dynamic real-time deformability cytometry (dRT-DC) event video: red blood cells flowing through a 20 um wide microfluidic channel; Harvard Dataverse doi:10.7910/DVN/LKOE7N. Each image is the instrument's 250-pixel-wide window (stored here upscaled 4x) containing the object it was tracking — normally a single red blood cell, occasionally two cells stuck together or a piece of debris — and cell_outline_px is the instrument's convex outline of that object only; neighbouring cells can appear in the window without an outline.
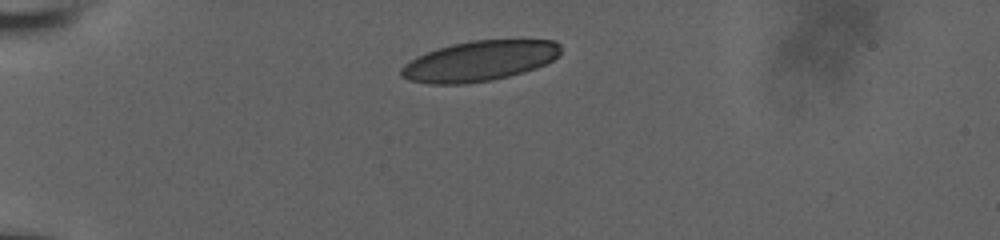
{"species": "human", "species_latin": "Homo sapiens", "temperature_condition": "room temperature", "stored_images_in_passage": 2, "camera_frame_rate_fps": 3000, "um_per_image_px": 0.085, "donor": {"sex": "male"}, "frame": {"image": 1, "passage_image": 1, "time_ms": 0.0, "image_size_px": [1000, 240], "cell_outline_px": [[560, 56], [536, 68], [524, 72], [492, 80], [464, 84], [428, 84], [408, 80], [400, 76], [400, 68], [404, 64], [416, 56], [452, 44], [472, 40], [556, 40], [560, 44]], "centroid_in_image_um": [40.74, 5.19], "position_along_channel_um": 44.3, "area_um2": 37.51}}